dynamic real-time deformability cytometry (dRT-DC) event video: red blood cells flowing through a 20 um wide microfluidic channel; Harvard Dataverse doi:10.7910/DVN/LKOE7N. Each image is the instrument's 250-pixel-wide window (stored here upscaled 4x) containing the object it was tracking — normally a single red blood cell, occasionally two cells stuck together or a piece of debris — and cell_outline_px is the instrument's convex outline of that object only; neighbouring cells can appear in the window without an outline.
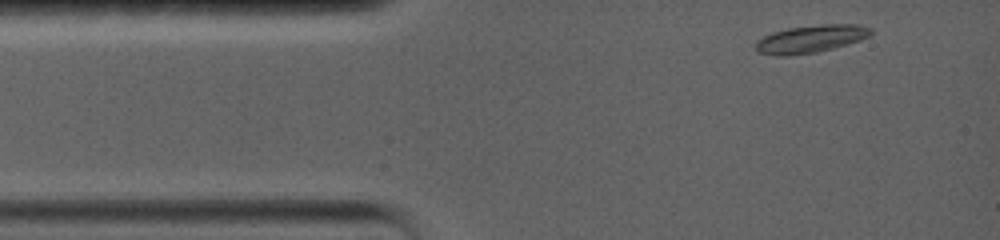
{"species": "common noctule bat (a hibernating species)", "species_latin": "Nyctalus noctula", "temperature_condition": "warm", "stored_images_in_passage": 3, "camera_frame_rate_fps": 5000, "um_per_image_px": 0.085, "animal": {"sex": "female", "body_mass_g": 19.0, "forearm_length_mm": 56.7}, "frame": {"image": 1, "passage_image": 1, "time_ms": 0.0, "image_size_px": [1000, 240], "cell_outline_px": [[872, 32], [868, 36], [860, 40], [848, 44], [816, 52], [784, 56], [776, 56], [756, 52], [756, 40], [772, 32], [788, 28], [824, 24], [856, 24], [872, 28]], "centroid_in_image_um": [68.89, 3.31], "position_along_channel_um": 16.1, "area_um2": 18.5}}